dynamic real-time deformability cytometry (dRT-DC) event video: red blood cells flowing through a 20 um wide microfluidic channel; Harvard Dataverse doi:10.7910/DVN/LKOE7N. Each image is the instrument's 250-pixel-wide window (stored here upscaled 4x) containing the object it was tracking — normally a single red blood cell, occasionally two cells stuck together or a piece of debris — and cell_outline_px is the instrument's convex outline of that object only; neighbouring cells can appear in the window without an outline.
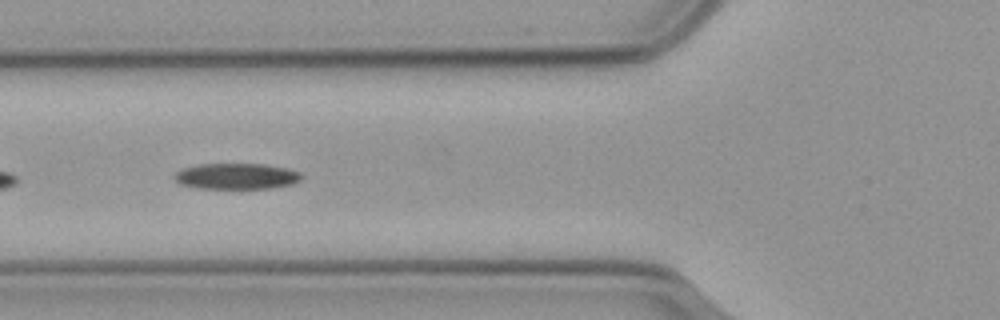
{"species": "common noctule bat (a hibernating species)", "species_latin": "Nyctalus noctula", "temperature_condition": "cold", "stored_images_in_passage": 17, "camera_frame_rate_fps": 3000, "um_per_image_px": 0.085, "animal": {"sex": "male", "body_mass_g": 23.1, "forearm_length_mm": 52.7}, "frame": {"image": 1, "passage_image": 10, "time_ms": 3.0, "image_size_px": [1000, 320], "cell_outline_px": [[304, 176], [300, 180], [292, 184], [272, 188], [200, 188], [180, 184], [172, 176], [176, 172], [184, 168], [200, 164], [264, 164], [284, 168], [300, 172]], "centroid_in_image_um": [20.11, 14.98], "position_along_channel_um": 105.7, "area_um2": 19.07}}